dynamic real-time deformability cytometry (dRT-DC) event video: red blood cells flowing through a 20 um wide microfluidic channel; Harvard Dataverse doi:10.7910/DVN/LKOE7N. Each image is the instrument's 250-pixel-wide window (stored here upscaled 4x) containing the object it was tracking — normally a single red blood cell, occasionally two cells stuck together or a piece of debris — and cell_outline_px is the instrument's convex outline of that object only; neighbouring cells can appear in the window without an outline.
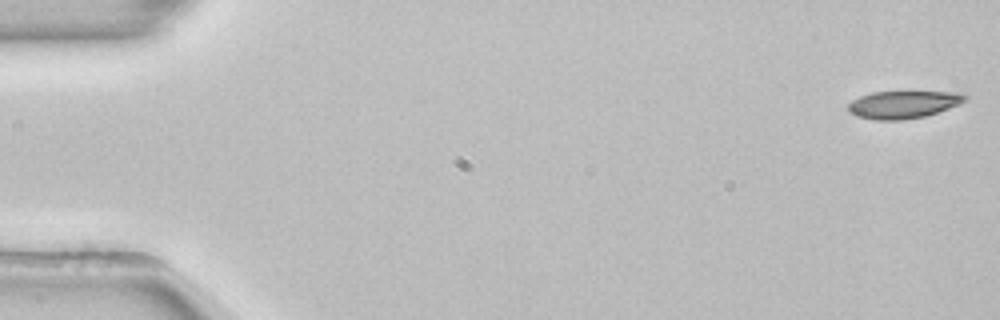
{"species": "common noctule bat (a hibernating species)", "species_latin": "Nyctalus noctula", "temperature_condition": "room temperature", "stored_images_in_passage": 44, "camera_frame_rate_fps": 3000, "um_per_image_px": 0.085, "animal": {"sex": "female", "body_mass_g": 22.7, "forearm_length_mm": 54.2}, "frame": {"image": 1, "passage_image": 1, "time_ms": 0.0, "image_size_px": [1000, 320], "cell_outline_px": [[968, 96], [960, 104], [924, 116], [904, 120], [876, 120], [860, 116], [848, 112], [848, 104], [852, 100], [860, 96], [872, 92], [956, 92]], "centroid_in_image_um": [76.75, 8.88], "position_along_channel_um": 8.3, "area_um2": 18.5}}
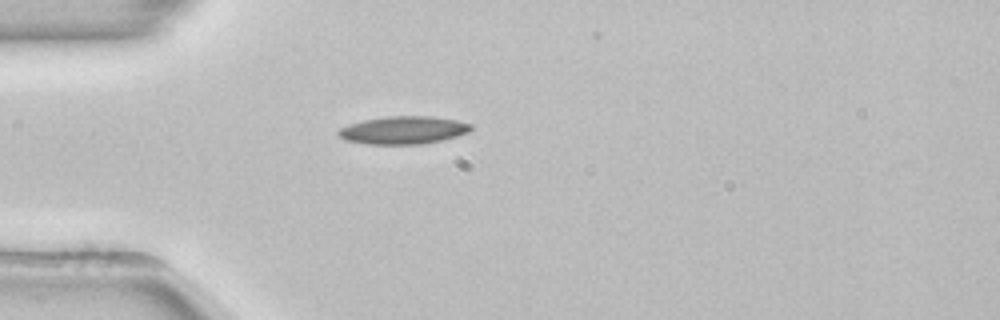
{"frame": {"image": 2, "passage_image": 15, "time_ms": 4.667, "image_size_px": [1000, 320], "cell_outline_px": [[472, 128], [468, 132], [456, 136], [440, 140], [420, 144], [368, 144], [344, 140], [336, 132], [340, 128], [348, 124], [364, 120], [384, 116], [432, 116], [456, 120], [472, 124]], "centroid_in_image_um": [34.26, 11.05], "position_along_channel_um": 50.7, "area_um2": 21.44}}